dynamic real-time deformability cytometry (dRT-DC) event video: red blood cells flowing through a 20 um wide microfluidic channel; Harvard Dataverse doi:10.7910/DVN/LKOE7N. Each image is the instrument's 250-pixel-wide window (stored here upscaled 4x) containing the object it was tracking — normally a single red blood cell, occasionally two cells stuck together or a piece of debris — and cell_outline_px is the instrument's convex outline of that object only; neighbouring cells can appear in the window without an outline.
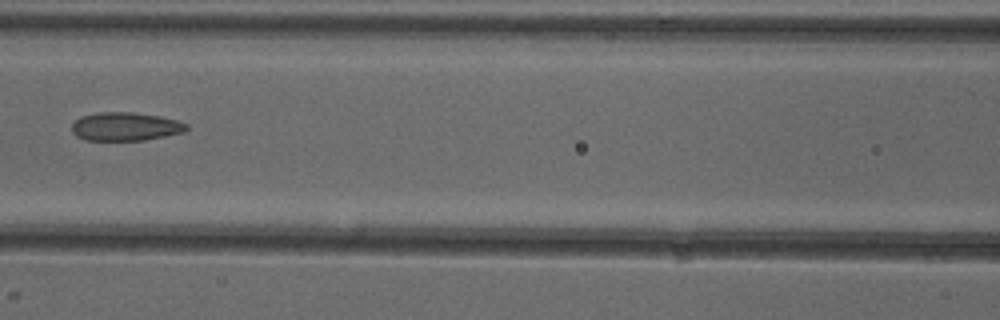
{"species": "common noctule bat (a hibernating species)", "species_latin": "Nyctalus noctula", "temperature_condition": "cold", "stored_images_in_passage": 6, "camera_frame_rate_fps": 3000, "um_per_image_px": 0.085, "animal": {"sex": "female"}, "frame": {"image": 1, "passage_image": 5, "time_ms": 5.333, "image_size_px": [1000, 320], "cell_outline_px": [[188, 128], [184, 132], [144, 140], [84, 140], [76, 136], [72, 132], [72, 124], [80, 116], [96, 112], [132, 112], [160, 116], [176, 120], [188, 124]], "centroid_in_image_um": [10.64, 10.75], "position_along_channel_um": 156.0, "area_um2": 19.07}}
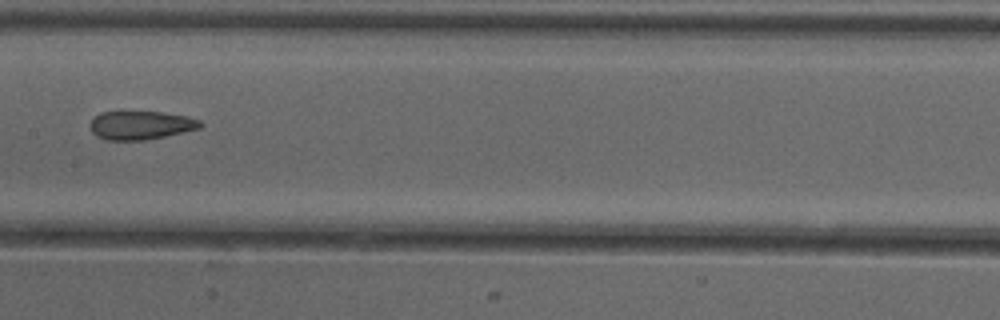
{"frame": {"image": 2, "passage_image": 6, "time_ms": 6.333, "image_size_px": [1000, 320], "cell_outline_px": [[204, 124], [200, 128], [164, 136], [144, 140], [108, 140], [96, 136], [92, 132], [88, 124], [100, 112], [120, 108], [160, 112], [188, 116], [200, 120]], "centroid_in_image_um": [11.9, 10.59], "position_along_channel_um": 195.5, "area_um2": 19.13}}